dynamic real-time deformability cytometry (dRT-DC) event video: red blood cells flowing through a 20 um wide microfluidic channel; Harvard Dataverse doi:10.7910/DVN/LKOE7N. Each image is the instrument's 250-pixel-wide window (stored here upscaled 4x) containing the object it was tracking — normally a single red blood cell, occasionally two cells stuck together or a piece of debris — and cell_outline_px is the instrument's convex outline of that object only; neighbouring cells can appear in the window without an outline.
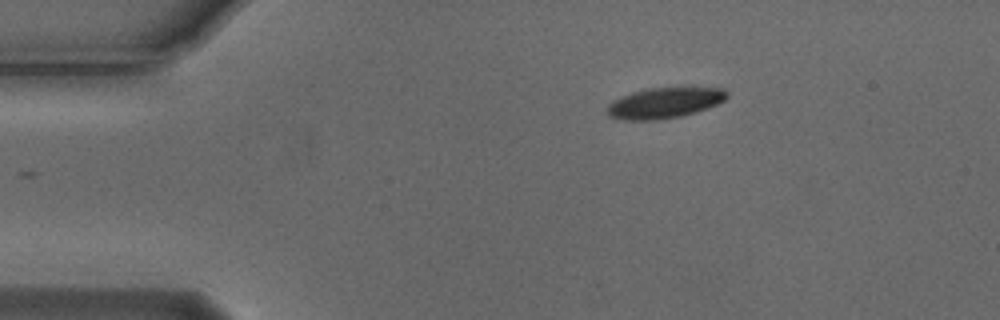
{"species": "Egyptian fruit bat (a non-hibernating species)", "species_latin": "Rousettus aegyptiacus", "temperature_condition": "cold", "stored_images_in_passage": 47, "camera_frame_rate_fps": 3000, "um_per_image_px": 0.085, "animal": {"sex": "male"}, "frame": {"image": 1, "passage_image": 1, "time_ms": 0.0, "image_size_px": [1000, 320], "cell_outline_px": [[728, 96], [724, 100], [708, 108], [696, 112], [680, 116], [656, 120], [624, 120], [608, 116], [604, 112], [604, 108], [612, 100], [632, 92], [648, 88], [724, 88], [728, 92]], "centroid_in_image_um": [56.42, 8.75], "position_along_channel_um": 28.6, "area_um2": 21.5}}
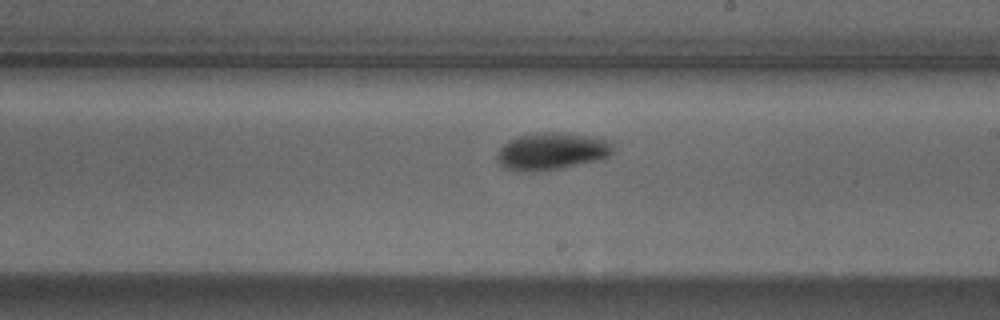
{"frame": {"image": 2, "passage_image": 23, "time_ms": 7.333, "image_size_px": [1000, 320], "cell_outline_px": [[612, 152], [604, 160], [556, 168], [504, 168], [496, 160], [496, 156], [500, 148], [508, 140], [516, 136], [536, 132], [568, 132], [612, 140]], "centroid_in_image_um": [46.97, 12.78], "position_along_channel_um": 242.0, "area_um2": 24.68}}
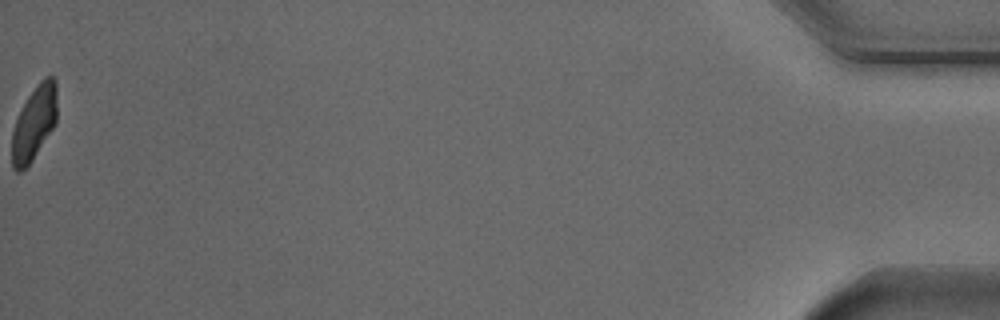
{"frame": {"image": 3, "passage_image": 47, "time_ms": 15.333, "image_size_px": [1000, 320], "cell_outline_px": [[56, 124], [32, 160], [20, 172], [16, 172], [12, 168], [12, 132], [16, 120], [28, 96], [40, 80], [44, 76], [52, 76], [56, 80]], "centroid_in_image_um": [2.91, 10.45], "position_along_channel_um": 432.3, "area_um2": 19.36}, "authors_computed_cell_mechanics": {"area_um2": 22.4264, "velocity_mm_per_s": 3.7052, "shape_relaxation_time_tau1_ms": 1.7974, "shape_relaxation_time_tau2_ms": null, "deformation_change_tau1": 0.1538, "deformation_change_tau2": null}}